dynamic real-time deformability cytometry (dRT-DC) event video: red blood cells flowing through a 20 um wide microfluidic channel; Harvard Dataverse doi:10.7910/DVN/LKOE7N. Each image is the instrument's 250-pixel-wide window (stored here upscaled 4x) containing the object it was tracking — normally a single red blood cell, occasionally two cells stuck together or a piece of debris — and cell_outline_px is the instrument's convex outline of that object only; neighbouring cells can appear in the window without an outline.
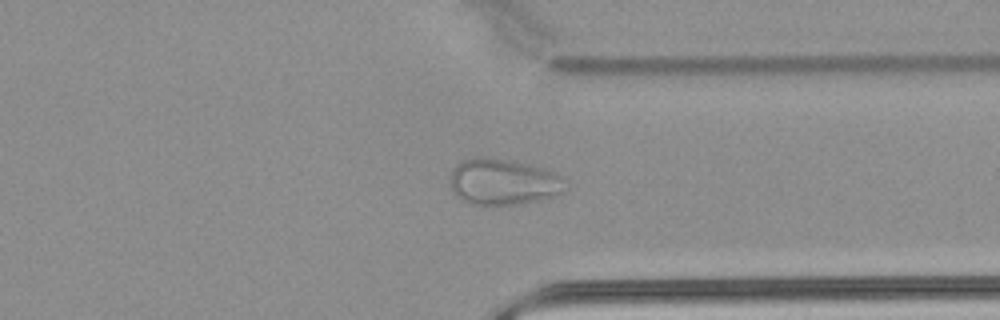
{"species": "common noctule bat (a hibernating species)", "species_latin": "Nyctalus noctula", "temperature_condition": "warm", "stored_images_in_passage": 51, "camera_frame_rate_fps": 3000, "um_per_image_px": 0.085, "animal": {"sex": "male", "body_mass_g": 21.5, "forearm_length_mm": 52.0}, "frame": {"image": 1, "passage_image": 39, "time_ms": 12.667, "image_size_px": [1000, 320], "cell_outline_px": [[564, 192], [556, 196], [516, 204], [472, 204], [460, 200], [452, 192], [452, 172], [456, 164], [464, 160], [476, 156], [480, 156], [512, 160], [532, 164], [556, 172], [560, 176]], "centroid_in_image_um": [42.76, 15.44], "position_along_channel_um": 368.6, "area_um2": 30.87}}
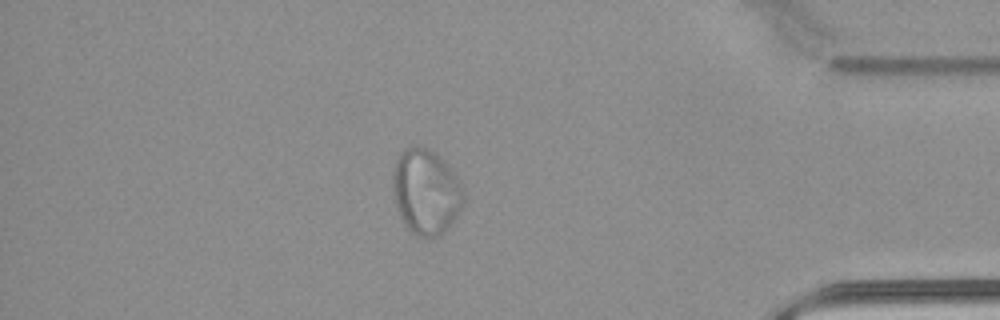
{"frame": {"image": 2, "passage_image": 44, "time_ms": 14.333, "image_size_px": [1000, 320], "cell_outline_px": [[464, 200], [456, 216], [448, 228], [440, 236], [416, 236], [404, 224], [396, 208], [392, 188], [392, 172], [396, 156], [404, 148], [416, 144], [428, 148], [456, 176], [464, 196]], "centroid_in_image_um": [36.13, 16.29], "position_along_channel_um": 399.1, "area_um2": 34.97}}